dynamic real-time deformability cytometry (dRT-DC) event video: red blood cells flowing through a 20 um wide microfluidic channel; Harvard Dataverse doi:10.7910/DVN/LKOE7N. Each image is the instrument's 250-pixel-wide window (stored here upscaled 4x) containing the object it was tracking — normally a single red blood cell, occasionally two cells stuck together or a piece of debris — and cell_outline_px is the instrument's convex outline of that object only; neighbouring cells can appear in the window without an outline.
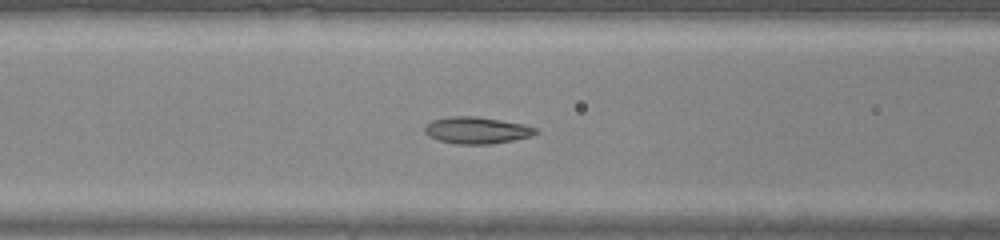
{"species": "common noctule bat (a hibernating species)", "species_latin": "Nyctalus noctula", "temperature_condition": "warm", "stored_images_in_passage": 45, "camera_frame_rate_fps": 3000, "um_per_image_px": 0.085, "animal": {"sex": "male", "body_mass_g": 20.0, "forearm_length_mm": 53.3}, "frame": {"image": 1, "passage_image": 17, "time_ms": 5.333, "image_size_px": [1000, 240], "cell_outline_px": [[540, 132], [532, 136], [492, 144], [456, 144], [440, 140], [428, 136], [424, 132], [424, 124], [432, 120], [452, 116], [476, 116], [524, 124], [536, 128]], "centroid_in_image_um": [40.52, 11.07], "position_along_channel_um": 126.1, "area_um2": 17.4}}
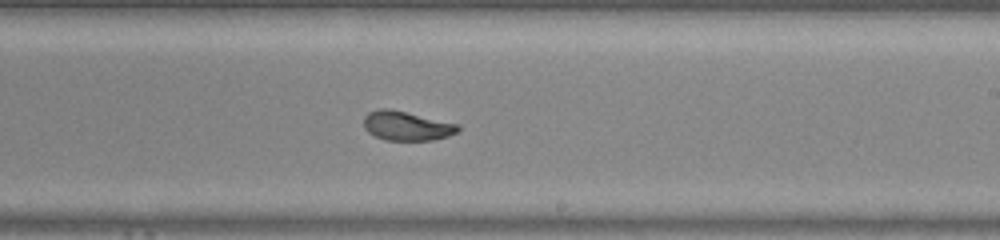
{"frame": {"image": 2, "passage_image": 26, "time_ms": 8.333, "image_size_px": [1000, 240], "cell_outline_px": [[460, 128], [456, 132], [448, 136], [432, 140], [384, 140], [368, 132], [364, 128], [364, 116], [368, 112], [380, 108], [388, 108], [460, 124]], "centroid_in_image_um": [34.55, 10.69], "position_along_channel_um": 254.4, "area_um2": 16.07}}
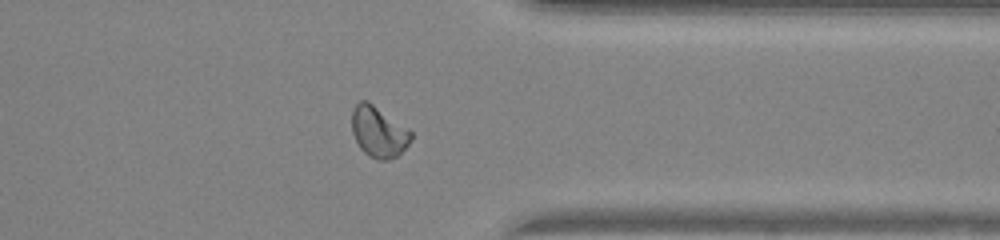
{"frame": {"image": 3, "passage_image": 35, "time_ms": 11.333, "image_size_px": [1000, 240], "cell_outline_px": [[412, 140], [396, 156], [388, 160], [376, 160], [368, 156], [360, 148], [352, 132], [352, 108], [360, 100], [368, 100], [412, 132]], "centroid_in_image_um": [32.15, 11.2], "position_along_channel_um": 379.2, "area_um2": 17.46}, "authors_computed_cell_mechanics": {"area_um2": 17.3978, "velocity_mm_per_s": 4.2872, "shape_relaxation_time_tau1_ms": 5.1471, "shape_relaxation_time_tau2_ms": 0.9784, "deformation_change_tau1": 0.1991, "deformation_change_tau2": 0.0503}}